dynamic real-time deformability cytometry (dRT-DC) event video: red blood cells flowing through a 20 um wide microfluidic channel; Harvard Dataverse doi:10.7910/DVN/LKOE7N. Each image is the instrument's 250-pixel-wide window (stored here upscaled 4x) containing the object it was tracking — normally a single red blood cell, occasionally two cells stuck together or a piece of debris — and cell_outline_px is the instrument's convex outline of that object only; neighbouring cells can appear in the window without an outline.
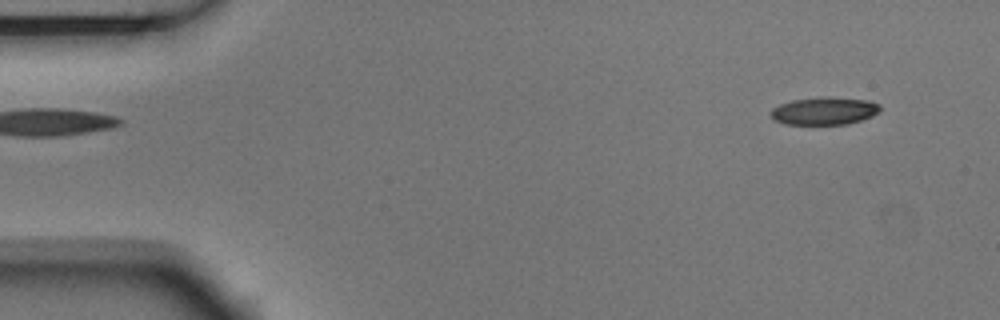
{"species": "Egyptian fruit bat (a non-hibernating species)", "species_latin": "Rousettus aegyptiacus", "temperature_condition": "room temperature", "stored_images_in_passage": 4, "camera_frame_rate_fps": 3000, "um_per_image_px": 0.085, "animal": {"sex": "male"}, "frame": {"image": 1, "passage_image": 1, "time_ms": 0.0, "image_size_px": [1000, 320], "cell_outline_px": [[880, 112], [872, 116], [848, 124], [784, 124], [772, 120], [768, 112], [772, 108], [780, 104], [792, 100], [868, 100], [880, 104]], "centroid_in_image_um": [70.01, 9.49], "position_along_channel_um": 15.0, "area_um2": 16.76}}
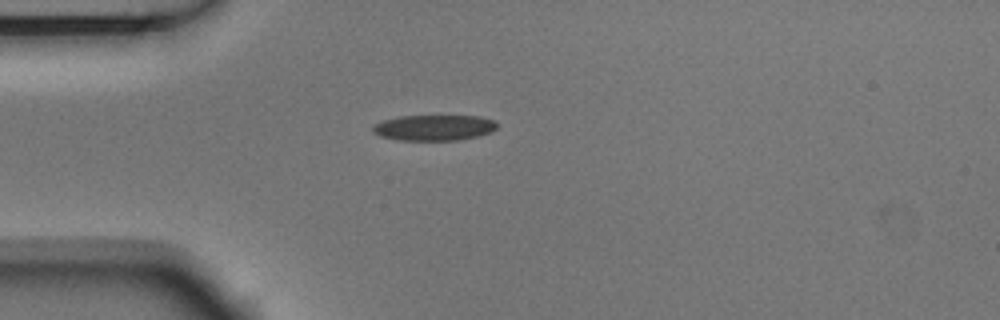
{"frame": {"image": 2, "passage_image": 4, "time_ms": 1.0, "image_size_px": [1000, 320], "cell_outline_px": [[496, 128], [492, 132], [476, 136], [456, 140], [396, 140], [380, 136], [372, 132], [372, 124], [384, 120], [400, 116], [480, 116], [496, 120]], "centroid_in_image_um": [36.87, 10.85], "position_along_channel_um": 48.1, "area_um2": 18.67}}